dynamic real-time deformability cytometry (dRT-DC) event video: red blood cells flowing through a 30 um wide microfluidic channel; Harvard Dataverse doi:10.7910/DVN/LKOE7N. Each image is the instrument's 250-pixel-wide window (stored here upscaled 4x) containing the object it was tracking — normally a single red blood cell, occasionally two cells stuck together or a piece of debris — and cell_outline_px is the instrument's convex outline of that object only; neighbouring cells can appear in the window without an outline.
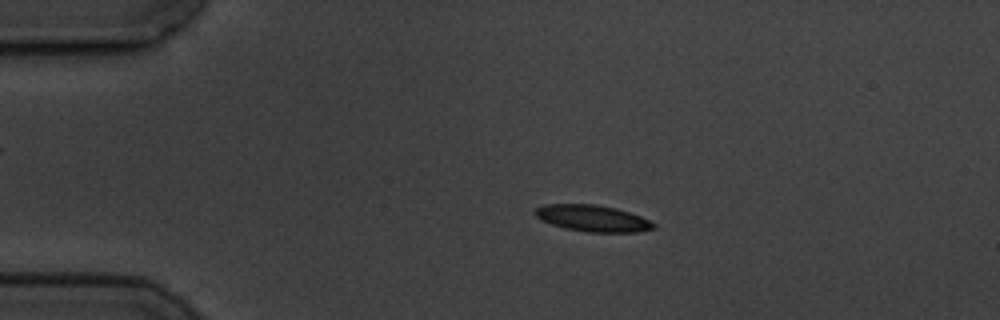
{"species": "common noctule bat (a hibernating species)", "species_latin": "Nyctalus noctula", "temperature_condition": "cold", "stored_images_in_passage": 5, "camera_frame_rate_fps": 3000, "um_per_image_px": 0.085, "animal": {"sex": "male", "body_mass_g": 19.5, "forearm_length_mm": 54.6}, "frame": {"image": 1, "passage_image": 3, "time_ms": 2.333, "image_size_px": [1000, 320], "cell_outline_px": [[656, 228], [636, 232], [588, 232], [564, 228], [540, 220], [532, 212], [536, 208], [544, 204], [596, 204], [616, 208], [640, 216], [656, 224]], "centroid_in_image_um": [50.34, 18.55], "position_along_channel_um": 34.7, "area_um2": 18.32}}
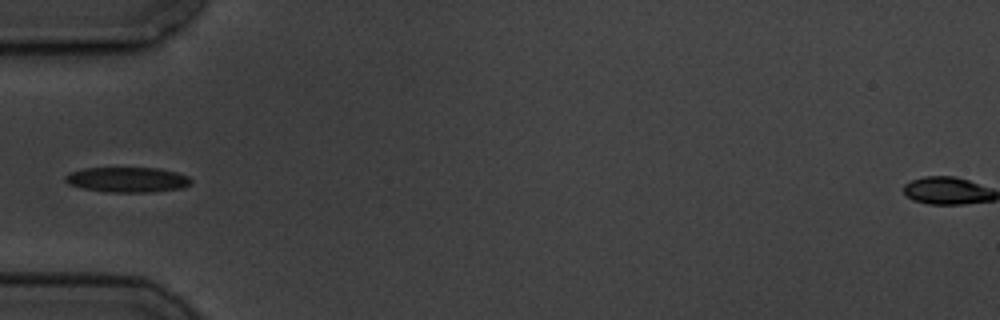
{"frame": {"image": 2, "passage_image": 5, "time_ms": 4.667, "image_size_px": [1000, 320], "cell_outline_px": [[192, 184], [184, 188], [152, 192], [108, 192], [84, 188], [68, 184], [64, 180], [64, 176], [68, 172], [84, 168], [156, 168], [176, 172], [188, 176], [192, 180]], "centroid_in_image_um": [10.84, 15.27], "position_along_channel_um": 74.2, "area_um2": 18.55}}